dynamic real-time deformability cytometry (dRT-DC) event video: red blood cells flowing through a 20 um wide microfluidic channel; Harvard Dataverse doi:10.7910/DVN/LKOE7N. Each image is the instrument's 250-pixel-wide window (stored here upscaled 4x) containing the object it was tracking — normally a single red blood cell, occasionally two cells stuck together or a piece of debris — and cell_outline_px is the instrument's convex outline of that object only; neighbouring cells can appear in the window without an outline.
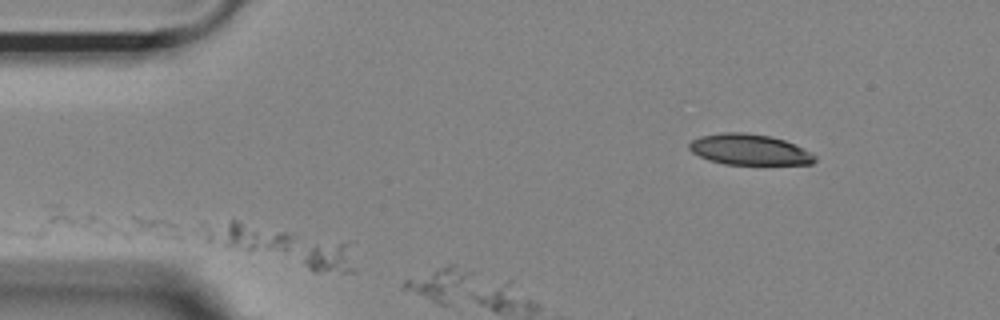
{"species": "Egyptian fruit bat (a non-hibernating species)", "species_latin": "Rousettus aegyptiacus", "temperature_condition": "room temperature", "stored_images_in_passage": 3, "segment_of_instrument_passage": [2, 2], "camera_frame_rate_fps": 3000, "um_per_image_px": 0.085, "animal": {"sex": "female"}, "frame": {"image": 1, "passage_image": 3, "time_ms": 0.667, "image_size_px": [1000, 320], "cell_outline_px": [[476, 272], [448, 304], [436, 304], [400, 288], [404, 280], [448, 264], [452, 264]], "centroid_in_image_um": [37.3, 24.1], "position_along_channel_um": 47.7, "area_um2": 12.83}}